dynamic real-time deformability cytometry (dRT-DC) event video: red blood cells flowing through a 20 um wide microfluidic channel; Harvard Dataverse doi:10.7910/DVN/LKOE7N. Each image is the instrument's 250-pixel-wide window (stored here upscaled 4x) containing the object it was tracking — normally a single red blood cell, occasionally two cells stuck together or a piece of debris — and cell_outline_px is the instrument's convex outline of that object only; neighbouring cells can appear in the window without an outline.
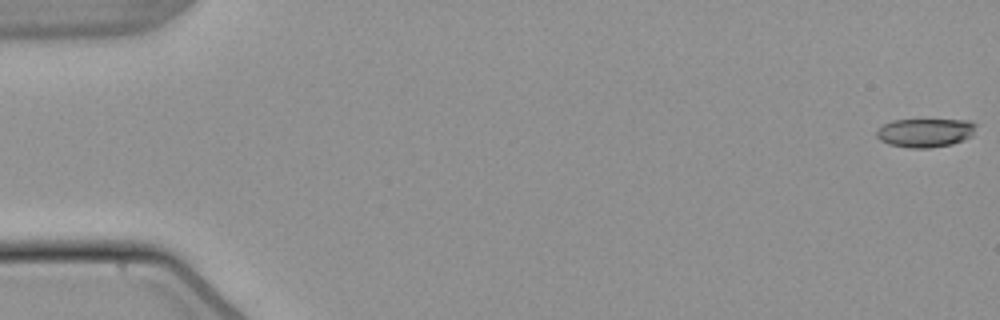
{"species": "common noctule bat (a hibernating species)", "species_latin": "Nyctalus noctula", "temperature_condition": "warm", "stored_images_in_passage": 11, "camera_frame_rate_fps": 3000, "um_per_image_px": 0.085, "animal": {"sex": "male", "body_mass_g": 21.5, "forearm_length_mm": 52.0}, "frame": {"image": 1, "passage_image": 1, "time_ms": 0.0, "image_size_px": [1000, 320], "cell_outline_px": [[976, 124], [972, 136], [964, 140], [952, 144], [928, 148], [908, 148], [888, 144], [880, 140], [876, 136], [876, 128], [892, 120], [968, 120]], "centroid_in_image_um": [78.61, 11.28], "position_along_channel_um": 6.4, "area_um2": 16.76}}